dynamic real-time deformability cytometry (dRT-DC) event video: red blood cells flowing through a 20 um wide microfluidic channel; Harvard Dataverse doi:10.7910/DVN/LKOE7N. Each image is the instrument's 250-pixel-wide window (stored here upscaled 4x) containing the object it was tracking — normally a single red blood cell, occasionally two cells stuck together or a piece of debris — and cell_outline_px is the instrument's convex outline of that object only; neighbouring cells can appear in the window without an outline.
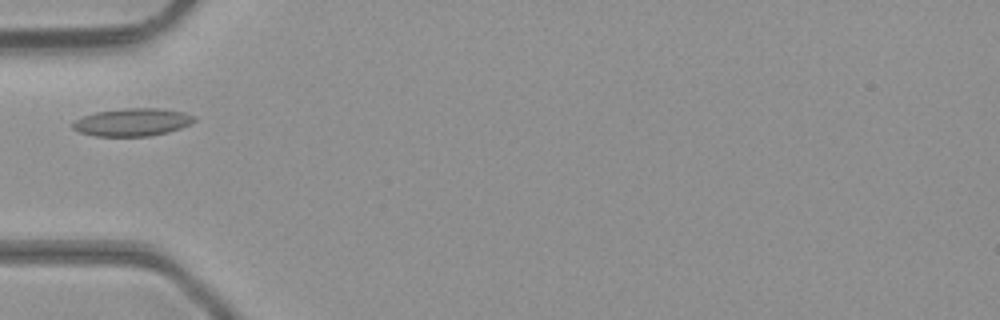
{"species": "common noctule bat (a hibernating species)", "species_latin": "Nyctalus noctula", "temperature_condition": "room temperature", "stored_images_in_passage": 3, "camera_frame_rate_fps": 3000, "um_per_image_px": 0.085, "animal": {"sex": "male", "body_mass_g": 23.1, "forearm_length_mm": 52.7}, "frame": {"image": 1, "passage_image": 2, "time_ms": 0.333, "image_size_px": [1000, 320], "cell_outline_px": [[196, 120], [192, 124], [168, 132], [148, 136], [96, 136], [80, 132], [72, 128], [72, 124], [76, 120], [84, 116], [96, 112], [124, 108], [160, 108], [184, 112], [196, 116]], "centroid_in_image_um": [11.3, 10.38], "position_along_channel_um": 73.7, "area_um2": 19.65}}
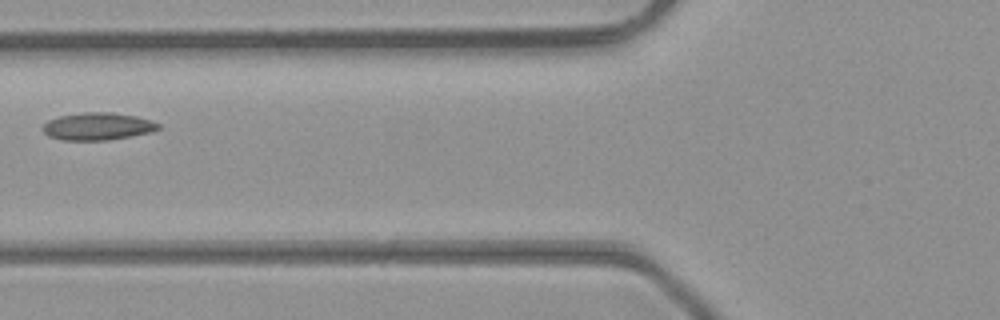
{"frame": {"image": 2, "passage_image": 3, "time_ms": 0.667, "image_size_px": [1000, 320], "cell_outline_px": [[160, 128], [152, 132], [132, 136], [108, 140], [60, 140], [48, 136], [40, 128], [48, 120], [60, 116], [84, 112], [112, 112], [136, 116], [152, 120], [160, 124]], "centroid_in_image_um": [8.31, 10.74], "position_along_channel_um": 117.5, "area_um2": 18.67}}